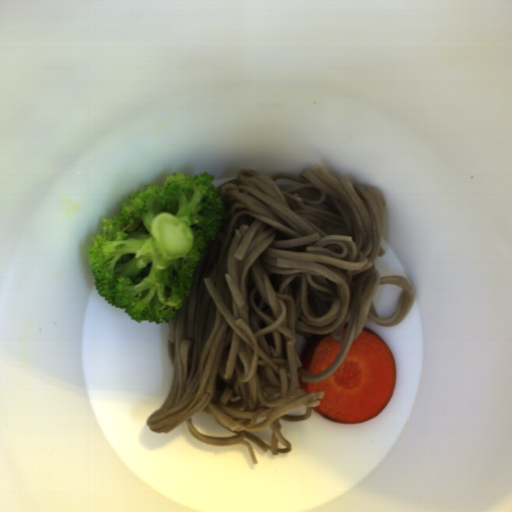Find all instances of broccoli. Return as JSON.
<instances>
[{
    "label": "broccoli",
    "mask_w": 512,
    "mask_h": 512,
    "mask_svg": "<svg viewBox=\"0 0 512 512\" xmlns=\"http://www.w3.org/2000/svg\"><path fill=\"white\" fill-rule=\"evenodd\" d=\"M202 172H173L146 184L105 217L89 238L88 262L96 290L108 305L141 321L169 323L195 281L194 271L223 226L226 206Z\"/></svg>",
    "instance_id": "obj_1"
}]
</instances>
